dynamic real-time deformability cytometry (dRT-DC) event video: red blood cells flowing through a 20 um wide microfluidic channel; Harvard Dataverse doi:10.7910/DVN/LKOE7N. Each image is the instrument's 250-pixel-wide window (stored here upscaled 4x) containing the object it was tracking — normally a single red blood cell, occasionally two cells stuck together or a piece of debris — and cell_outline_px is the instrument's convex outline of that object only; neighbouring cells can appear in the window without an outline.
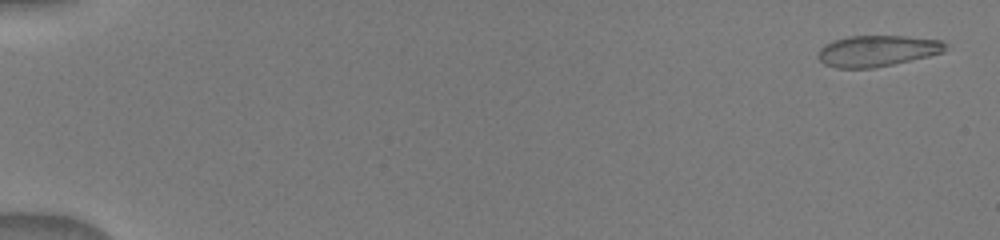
{"species": "human", "species_latin": "Homo sapiens", "temperature_condition": "warm", "stored_images_in_passage": 8, "camera_frame_rate_fps": 3000, "um_per_image_px": 0.085, "donor": {"sex": "male"}, "frame": {"image": 1, "passage_image": 1, "time_ms": 0.0, "image_size_px": [1000, 240], "cell_outline_px": [[948, 44], [944, 52], [928, 56], [892, 64], [872, 68], [836, 68], [824, 64], [820, 60], [820, 48], [824, 44], [832, 40], [848, 36], [908, 36], [944, 40]], "centroid_in_image_um": [74.59, 4.31], "position_along_channel_um": 10.4, "area_um2": 23.12}}
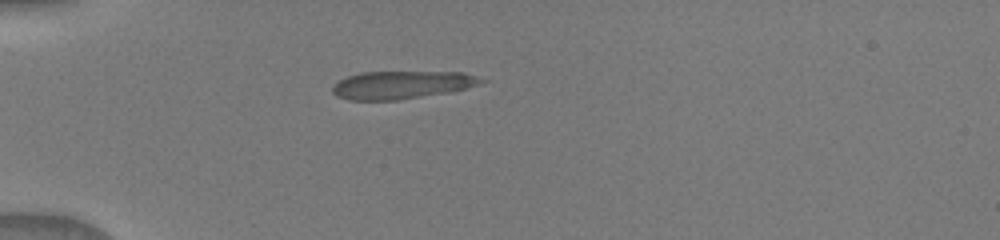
{"frame": {"image": 2, "passage_image": 6, "time_ms": 4.667, "image_size_px": [1000, 240], "cell_outline_px": [[488, 80], [480, 84], [452, 92], [396, 100], [348, 100], [336, 96], [332, 92], [332, 84], [348, 76], [360, 72], [464, 72]], "centroid_in_image_um": [34.15, 7.21], "position_along_channel_um": 50.9, "area_um2": 24.33}}
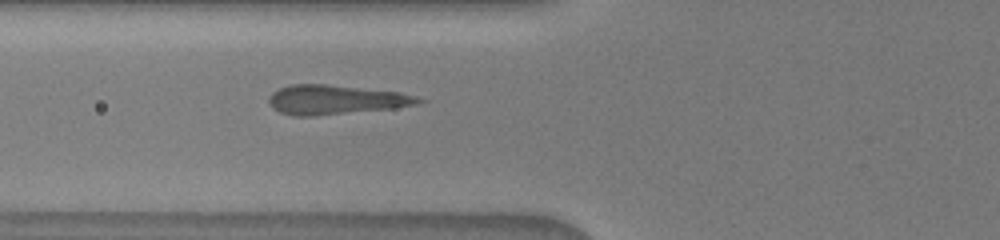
{"frame": {"image": 3, "passage_image": 8, "time_ms": 6.333, "image_size_px": [1000, 240], "cell_outline_px": [[428, 100], [416, 104], [392, 108], [312, 116], [292, 116], [280, 112], [272, 108], [268, 100], [268, 96], [272, 92], [280, 88], [292, 84], [324, 84], [400, 92], [416, 96]], "centroid_in_image_um": [28.5, 8.47], "position_along_channel_um": 97.3, "area_um2": 25.49}}